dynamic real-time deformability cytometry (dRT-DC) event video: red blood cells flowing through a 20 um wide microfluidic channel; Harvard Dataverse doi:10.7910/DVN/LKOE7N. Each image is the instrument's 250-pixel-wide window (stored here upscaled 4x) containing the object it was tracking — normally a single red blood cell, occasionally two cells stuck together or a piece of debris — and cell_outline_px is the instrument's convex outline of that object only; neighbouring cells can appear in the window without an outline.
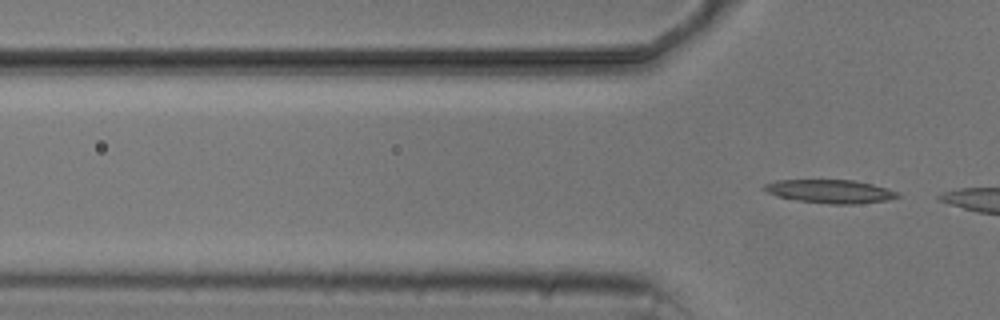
{"species": "common noctule bat (a hibernating species)", "species_latin": "Nyctalus noctula", "temperature_condition": "cold", "stored_images_in_passage": 6, "camera_frame_rate_fps": 3000, "um_per_image_px": 0.085, "animal": {"sex": "male", "body_mass_g": 20.5, "forearm_length_mm": 52.5}, "frame": {"image": 1, "passage_image": 6, "time_ms": 7.0, "image_size_px": [1000, 320], "cell_outline_px": [[900, 196], [888, 200], [856, 204], [828, 204], [800, 200], [780, 196], [768, 192], [760, 188], [764, 184], [776, 180], [852, 180], [872, 184], [896, 192]], "centroid_in_image_um": [70.54, 16.26], "position_along_channel_um": 55.3, "area_um2": 17.92}}